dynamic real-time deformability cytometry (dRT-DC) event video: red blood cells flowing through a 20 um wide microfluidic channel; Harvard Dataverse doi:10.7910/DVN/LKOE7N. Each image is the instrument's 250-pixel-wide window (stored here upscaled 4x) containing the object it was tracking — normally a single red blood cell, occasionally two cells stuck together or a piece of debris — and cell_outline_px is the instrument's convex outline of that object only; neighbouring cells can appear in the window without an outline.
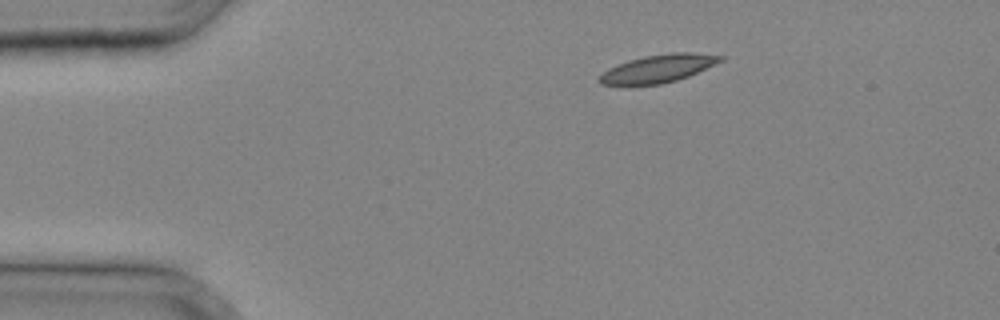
{"species": "common noctule bat (a hibernating species)", "species_latin": "Nyctalus noctula", "temperature_condition": "cold", "stored_images_in_passage": 26, "camera_frame_rate_fps": 3000, "um_per_image_px": 0.085, "animal": {"sex": "male", "body_mass_g": 20.4}, "frame": {"image": 1, "passage_image": 1, "time_ms": 0.0, "image_size_px": [1000, 320], "cell_outline_px": [[724, 60], [688, 76], [676, 80], [660, 84], [600, 84], [596, 80], [608, 68], [628, 60], [644, 56], [672, 52], [688, 52], [724, 56]], "centroid_in_image_um": [55.95, 5.81], "position_along_channel_um": 29.1, "area_um2": 19.36}}
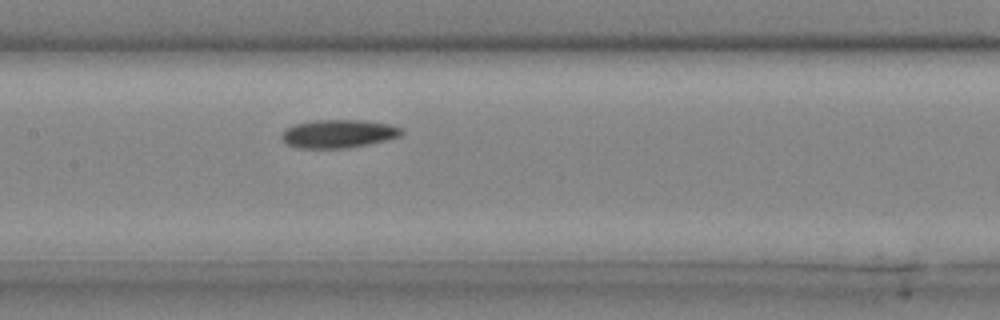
{"frame": {"image": 2, "passage_image": 12, "time_ms": 3.667, "image_size_px": [1000, 320], "cell_outline_px": [[404, 132], [400, 136], [368, 144], [348, 148], [296, 148], [288, 144], [280, 136], [288, 128], [296, 124], [316, 120], [364, 120], [388, 124], [400, 128]], "centroid_in_image_um": [28.77, 11.37], "position_along_channel_um": 178.6, "area_um2": 19.48}}
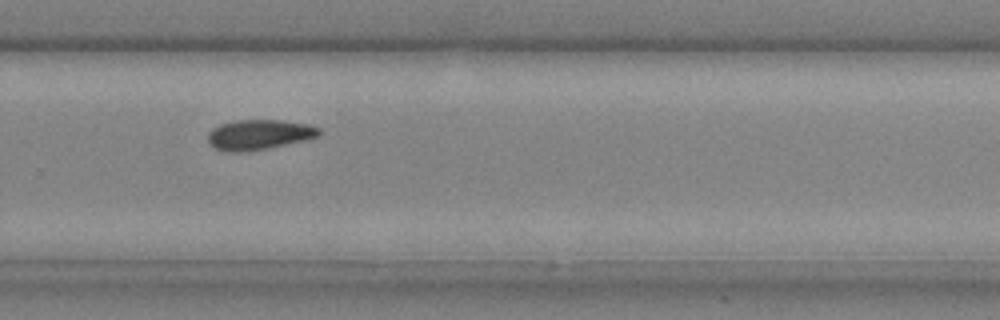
{"frame": {"image": 3, "passage_image": 19, "time_ms": 6.0, "image_size_px": [1000, 320], "cell_outline_px": [[320, 136], [304, 140], [268, 148], [248, 152], [224, 152], [216, 148], [208, 140], [208, 132], [212, 128], [220, 124], [236, 120], [280, 120], [308, 124], [320, 128]], "centroid_in_image_um": [22.01, 11.44], "position_along_channel_um": 307.8, "area_um2": 19.54}}